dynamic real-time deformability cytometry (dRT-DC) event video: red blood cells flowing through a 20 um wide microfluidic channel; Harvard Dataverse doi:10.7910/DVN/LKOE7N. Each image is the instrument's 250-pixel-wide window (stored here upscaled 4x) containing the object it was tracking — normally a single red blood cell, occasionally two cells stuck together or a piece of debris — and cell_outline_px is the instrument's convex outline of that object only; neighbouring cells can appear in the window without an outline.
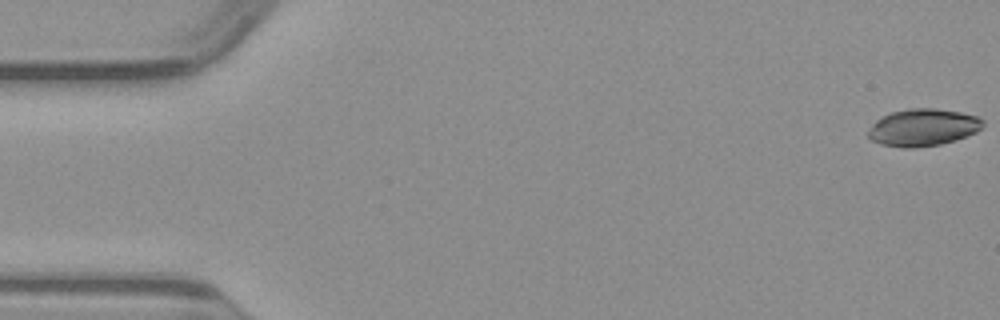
{"species": "common noctule bat (a hibernating species)", "species_latin": "Nyctalus noctula", "temperature_condition": "warm", "stored_images_in_passage": 50, "camera_frame_rate_fps": 3000, "um_per_image_px": 0.085, "animal": {"sex": "male", "body_mass_g": 23.1, "forearm_length_mm": 52.7}, "frame": {"image": 1, "passage_image": 1, "time_ms": 0.0, "image_size_px": [1000, 320], "cell_outline_px": [[984, 124], [976, 132], [956, 140], [940, 144], [912, 148], [904, 148], [880, 144], [872, 140], [868, 136], [868, 132], [872, 124], [876, 120], [892, 112], [908, 108], [932, 108], [960, 112], [976, 116], [984, 120]], "centroid_in_image_um": [78.45, 10.83], "position_along_channel_um": 6.6, "area_um2": 24.74}}
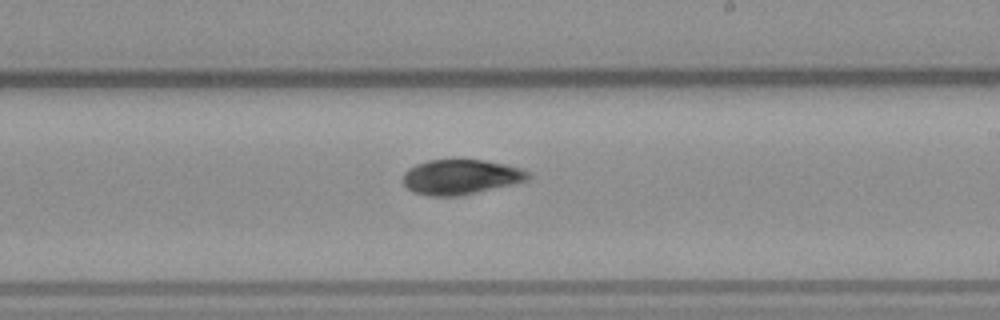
{"frame": {"image": 2, "passage_image": 29, "time_ms": 9.333, "image_size_px": [1000, 320], "cell_outline_px": [[532, 176], [528, 180], [512, 184], [460, 196], [428, 196], [412, 192], [404, 184], [404, 172], [408, 168], [416, 164], [428, 160], [484, 160], [504, 164], [520, 168], [528, 172]], "centroid_in_image_um": [39.15, 15.05], "position_along_channel_um": 249.9, "area_um2": 25.43}}
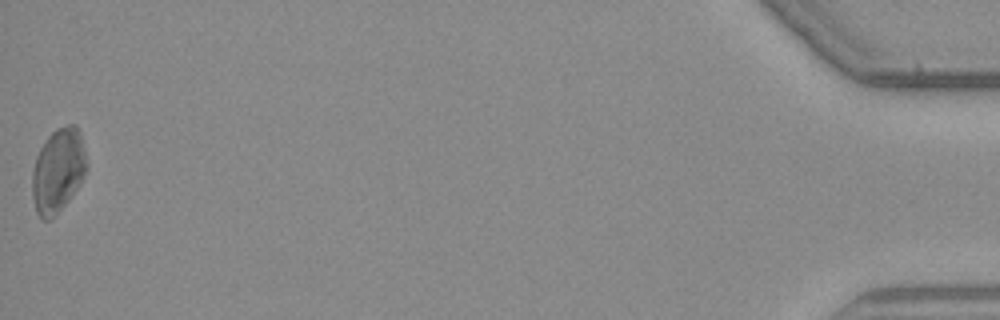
{"frame": {"image": 3, "passage_image": 50, "time_ms": 16.333, "image_size_px": [1000, 320], "cell_outline_px": [[88, 168], [80, 184], [68, 200], [48, 220], [44, 220], [36, 212], [32, 196], [32, 172], [36, 156], [40, 148], [48, 136], [56, 128], [68, 124], [76, 124], [80, 132], [88, 164]], "centroid_in_image_um": [4.94, 14.44], "position_along_channel_um": 430.3, "area_um2": 26.59}}